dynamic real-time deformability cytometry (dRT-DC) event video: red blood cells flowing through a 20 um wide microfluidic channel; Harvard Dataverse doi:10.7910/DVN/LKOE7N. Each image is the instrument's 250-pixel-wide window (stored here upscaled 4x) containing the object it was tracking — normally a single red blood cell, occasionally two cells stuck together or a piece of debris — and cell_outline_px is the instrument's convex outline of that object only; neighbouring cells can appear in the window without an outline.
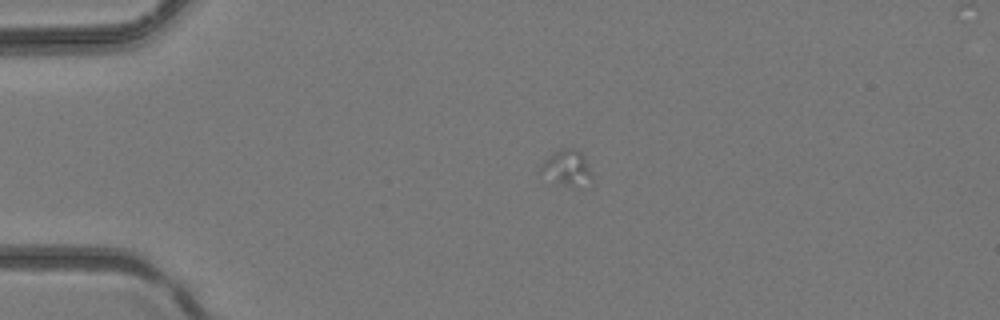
{"species": "common noctule bat (a hibernating species)", "species_latin": "Nyctalus noctula", "temperature_condition": "room temperature", "stored_images_in_passage": 14, "camera_frame_rate_fps": 3000, "um_per_image_px": 0.085, "animal": {"sex": "female", "body_mass_g": 24.6, "forearm_length_mm": 56.2}, "frame": {"image": 1, "passage_image": 8, "time_ms": 2.333, "image_size_px": [1000, 320], "cell_outline_px": [[592, 180], [576, 188], [572, 188], [540, 172], [540, 164], [552, 152], [560, 148], [576, 148], [584, 156], [588, 164], [592, 176]], "centroid_in_image_um": [48.21, 14.23], "position_along_channel_um": 36.8, "area_um2": 10.52}}